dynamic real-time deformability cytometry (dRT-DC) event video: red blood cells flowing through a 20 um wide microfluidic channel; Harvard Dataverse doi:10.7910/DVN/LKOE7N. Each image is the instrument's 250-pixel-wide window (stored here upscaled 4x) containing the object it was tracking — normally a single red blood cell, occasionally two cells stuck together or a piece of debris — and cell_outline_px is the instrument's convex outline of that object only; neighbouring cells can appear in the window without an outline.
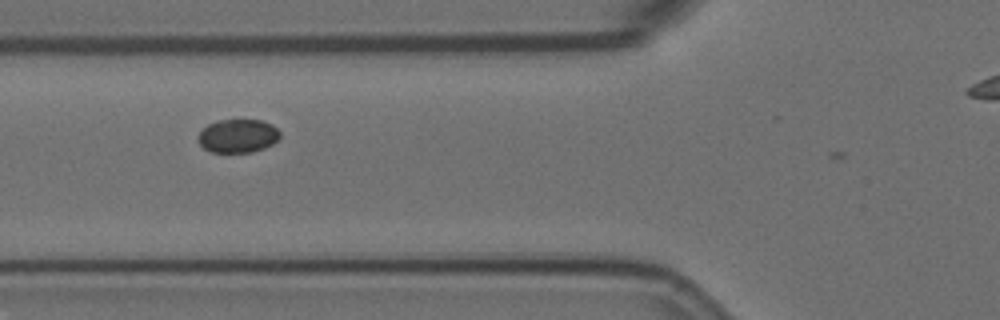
{"species": "Egyptian fruit bat (a non-hibernating species)", "species_latin": "Rousettus aegyptiacus", "temperature_condition": "room temperature", "stored_images_in_passage": 5, "camera_frame_rate_fps": 3000, "um_per_image_px": 0.085, "animal": {"sex": "female"}, "frame": {"image": 1, "passage_image": 2, "time_ms": 0.333, "image_size_px": [1000, 320], "cell_outline_px": [[280, 140], [264, 148], [252, 152], [212, 152], [204, 148], [200, 144], [196, 136], [208, 124], [216, 120], [260, 120], [272, 124], [280, 132]], "centroid_in_image_um": [20.23, 11.55], "position_along_channel_um": 105.6, "area_um2": 16.07}}
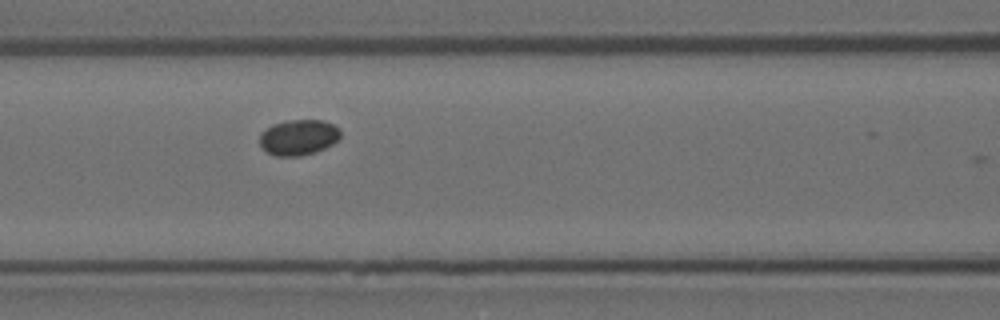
{"frame": {"image": 2, "passage_image": 3, "time_ms": 0.667, "image_size_px": [1000, 320], "cell_outline_px": [[340, 136], [332, 144], [324, 148], [300, 156], [276, 156], [268, 152], [260, 144], [260, 132], [272, 124], [288, 120], [324, 120], [340, 128]], "centroid_in_image_um": [25.36, 11.65], "position_along_channel_um": 141.2, "area_um2": 16.65}}
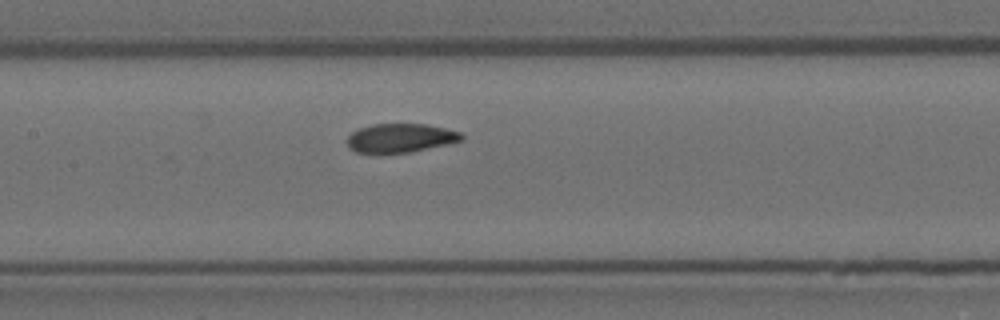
{"frame": {"image": 3, "passage_image": 5, "time_ms": 1.333, "image_size_px": [1000, 320], "cell_outline_px": [[464, 140], [448, 144], [408, 152], [376, 156], [356, 152], [348, 148], [348, 136], [352, 132], [360, 128], [372, 124], [424, 124], [444, 128], [460, 132], [464, 136]], "centroid_in_image_um": [33.99, 11.77], "position_along_channel_um": 173.4, "area_um2": 19.71}}